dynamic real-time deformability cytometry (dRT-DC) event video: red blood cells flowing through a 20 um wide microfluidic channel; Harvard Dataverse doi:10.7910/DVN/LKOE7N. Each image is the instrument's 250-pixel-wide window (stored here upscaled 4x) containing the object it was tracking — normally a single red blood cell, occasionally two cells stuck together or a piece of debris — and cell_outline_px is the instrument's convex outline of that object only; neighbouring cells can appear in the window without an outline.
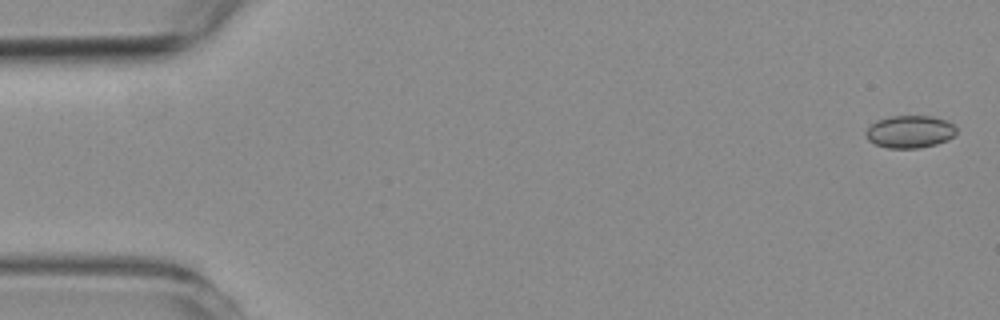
{"species": "common noctule bat (a hibernating species)", "species_latin": "Nyctalus noctula", "temperature_condition": "room temperature", "stored_images_in_passage": 17, "camera_frame_rate_fps": 3000, "um_per_image_px": 0.085, "animal": {"sex": "female", "body_mass_g": 19.3, "forearm_length_mm": 54.1}, "frame": {"image": 1, "passage_image": 2, "time_ms": 0.333, "image_size_px": [1000, 320], "cell_outline_px": [[956, 132], [948, 140], [936, 144], [920, 148], [888, 148], [876, 144], [868, 140], [864, 132], [868, 124], [876, 120], [892, 116], [932, 116], [944, 120], [952, 124], [956, 128]], "centroid_in_image_um": [77.28, 11.19], "position_along_channel_um": 7.7, "area_um2": 17.22}}
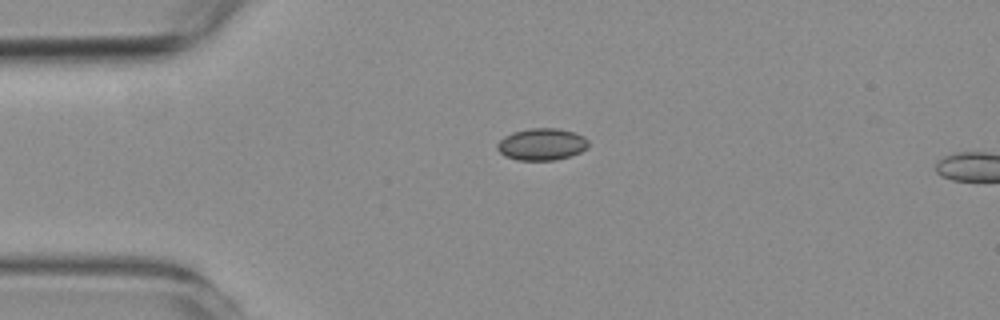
{"frame": {"image": 2, "passage_image": 14, "time_ms": 4.333, "image_size_px": [1000, 320], "cell_outline_px": [[588, 148], [572, 156], [556, 160], [516, 160], [504, 156], [496, 148], [496, 144], [504, 136], [512, 132], [532, 128], [556, 128], [576, 132], [584, 136], [588, 140]], "centroid_in_image_um": [46.06, 12.27], "position_along_channel_um": 38.9, "area_um2": 17.22}}